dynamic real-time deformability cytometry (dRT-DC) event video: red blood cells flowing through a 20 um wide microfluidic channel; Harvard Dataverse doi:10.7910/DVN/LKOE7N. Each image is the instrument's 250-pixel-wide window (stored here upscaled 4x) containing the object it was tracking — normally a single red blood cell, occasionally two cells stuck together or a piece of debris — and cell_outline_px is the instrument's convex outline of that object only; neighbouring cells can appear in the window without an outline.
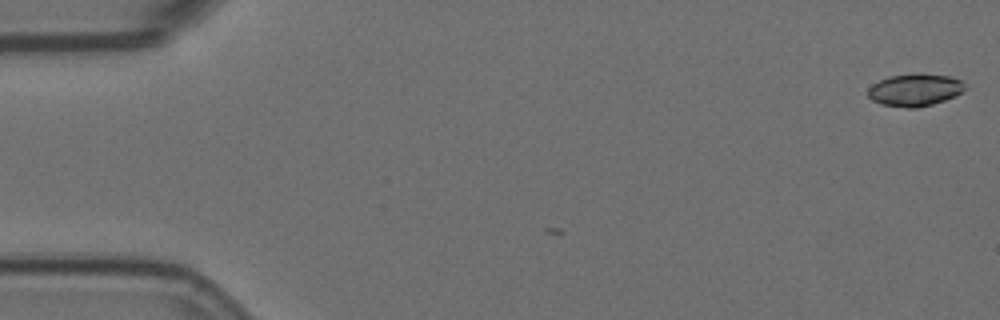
{"species": "Egyptian fruit bat (a non-hibernating species)", "species_latin": "Rousettus aegyptiacus", "temperature_condition": "room temperature", "stored_images_in_passage": 4, "camera_frame_rate_fps": 3000, "um_per_image_px": 0.085, "animal": {"sex": "female"}, "frame": {"image": 1, "passage_image": 1, "time_ms": 0.0, "image_size_px": [1000, 320], "cell_outline_px": [[964, 88], [956, 96], [932, 104], [916, 108], [908, 108], [880, 104], [872, 100], [868, 96], [868, 88], [872, 84], [888, 76], [916, 72], [920, 72], [948, 76], [960, 80], [964, 84]], "centroid_in_image_um": [77.73, 7.62], "position_along_channel_um": 7.3, "area_um2": 18.44}}